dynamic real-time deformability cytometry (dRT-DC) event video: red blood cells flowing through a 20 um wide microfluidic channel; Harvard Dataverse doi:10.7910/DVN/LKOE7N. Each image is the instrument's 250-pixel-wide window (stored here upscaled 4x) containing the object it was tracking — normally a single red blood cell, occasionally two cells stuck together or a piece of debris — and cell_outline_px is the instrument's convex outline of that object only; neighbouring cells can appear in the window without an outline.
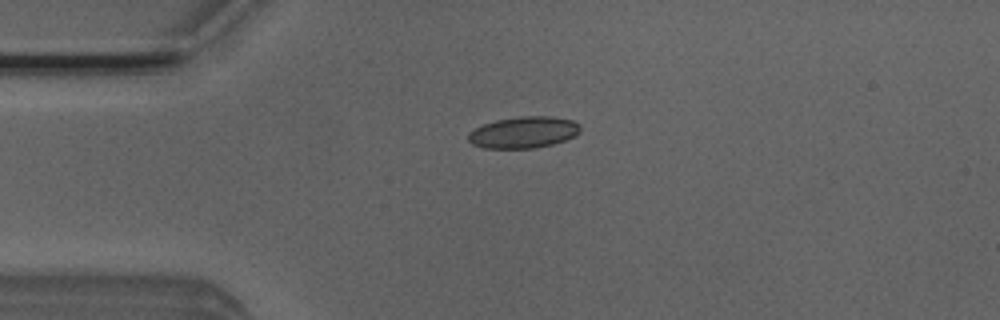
{"species": "Egyptian fruit bat (a non-hibernating species)", "species_latin": "Rousettus aegyptiacus", "temperature_condition": "room temperature", "stored_images_in_passage": 8, "camera_frame_rate_fps": 3000, "um_per_image_px": 0.085, "animal": {"sex": "male"}, "frame": {"image": 1, "passage_image": 4, "time_ms": 1.0, "image_size_px": [1000, 320], "cell_outline_px": [[580, 132], [576, 136], [552, 144], [536, 148], [484, 148], [472, 144], [468, 140], [468, 132], [484, 124], [496, 120], [520, 116], [552, 116], [572, 120], [580, 124]], "centroid_in_image_um": [44.52, 11.25], "position_along_channel_um": 40.5, "area_um2": 20.63}}
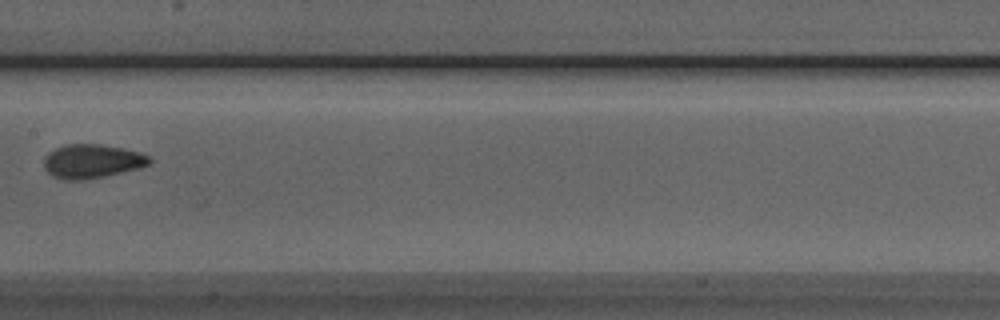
{"frame": {"image": 2, "passage_image": 8, "time_ms": 2.333, "image_size_px": [1000, 320], "cell_outline_px": [[152, 160], [148, 164], [140, 168], [104, 176], [80, 180], [64, 180], [52, 176], [44, 168], [44, 156], [48, 152], [64, 144], [100, 144], [140, 152], [148, 156]], "centroid_in_image_um": [7.78, 13.7], "position_along_channel_um": 199.6, "area_um2": 20.81}}